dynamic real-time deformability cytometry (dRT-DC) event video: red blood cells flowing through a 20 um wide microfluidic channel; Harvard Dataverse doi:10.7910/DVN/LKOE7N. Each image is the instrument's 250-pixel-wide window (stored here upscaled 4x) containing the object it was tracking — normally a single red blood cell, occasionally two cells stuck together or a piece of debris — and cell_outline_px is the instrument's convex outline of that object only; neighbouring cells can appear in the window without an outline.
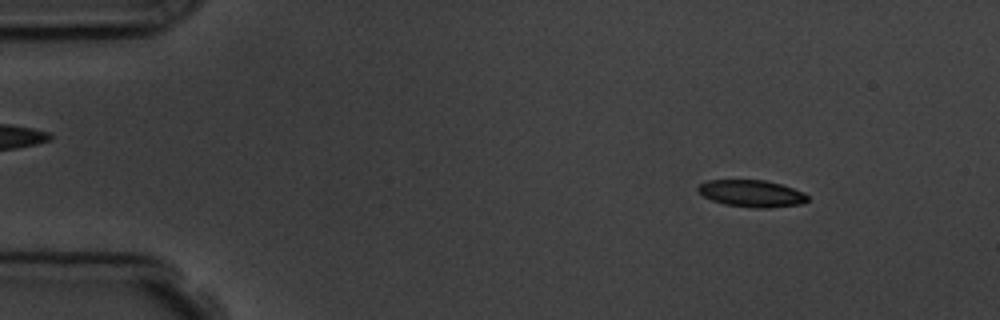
{"species": "common noctule bat (a hibernating species)", "species_latin": "Nyctalus noctula", "temperature_condition": "room temperature", "stored_images_in_passage": 3, "camera_frame_rate_fps": 3000, "um_per_image_px": 0.085, "animal": {"sex": "male", "body_mass_g": 19.5, "forearm_length_mm": 54.6}, "frame": {"image": 1, "passage_image": 1, "time_ms": 0.0, "image_size_px": [1000, 320], "cell_outline_px": [[808, 200], [804, 204], [768, 208], [756, 208], [724, 204], [712, 200], [704, 196], [696, 188], [700, 184], [708, 180], [764, 180], [780, 184], [804, 192], [808, 196]], "centroid_in_image_um": [63.92, 16.45], "position_along_channel_um": 21.1, "area_um2": 17.17}}
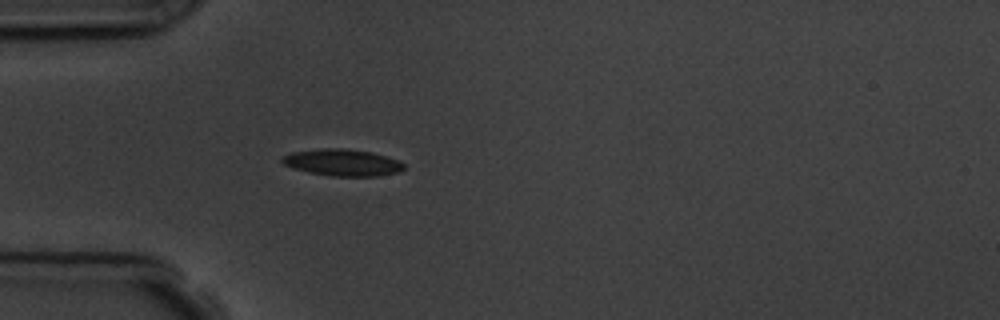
{"frame": {"image": 2, "passage_image": 3, "time_ms": 3.0, "image_size_px": [1000, 320], "cell_outline_px": [[404, 168], [400, 172], [376, 176], [332, 176], [308, 172], [292, 168], [284, 164], [280, 160], [284, 156], [292, 152], [324, 148], [344, 148], [372, 152], [400, 160], [404, 164]], "centroid_in_image_um": [29.13, 13.81], "position_along_channel_um": 55.9, "area_um2": 19.02}}